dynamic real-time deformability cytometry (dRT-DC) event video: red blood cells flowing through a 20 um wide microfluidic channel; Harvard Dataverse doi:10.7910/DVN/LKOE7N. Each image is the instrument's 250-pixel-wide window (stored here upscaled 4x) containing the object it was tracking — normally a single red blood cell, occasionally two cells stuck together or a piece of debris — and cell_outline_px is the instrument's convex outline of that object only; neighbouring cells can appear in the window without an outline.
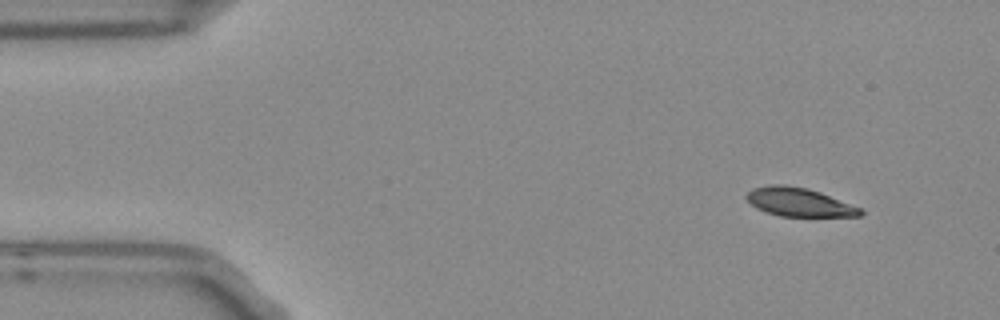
{"species": "Egyptian fruit bat (a non-hibernating species)", "species_latin": "Rousettus aegyptiacus", "temperature_condition": "room temperature", "stored_images_in_passage": 5, "segment_of_instrument_passage": [1, 2], "camera_frame_rate_fps": 3000, "um_per_image_px": 0.085, "frame": {"image": 1, "passage_image": 1, "time_ms": 0.0, "image_size_px": [1000, 320], "cell_outline_px": [[864, 212], [860, 216], [780, 216], [756, 208], [744, 196], [752, 188], [768, 184], [784, 184], [808, 188], [820, 192], [860, 208]], "centroid_in_image_um": [67.88, 17.16], "position_along_channel_um": 17.1, "area_um2": 18.84}}
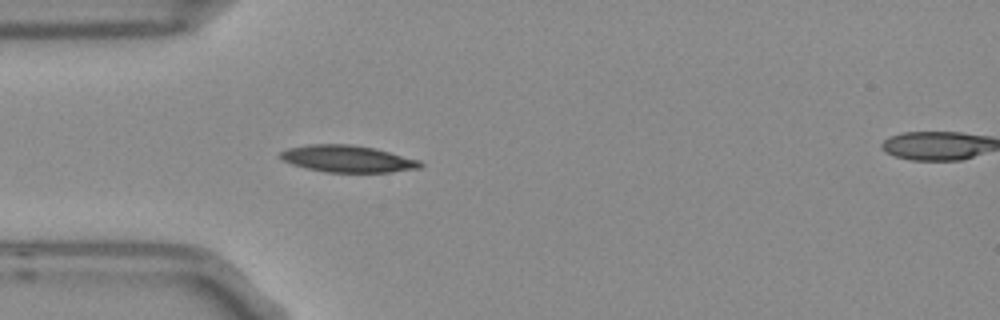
{"frame": {"image": 2, "passage_image": 4, "time_ms": 1.0, "image_size_px": [1000, 320], "cell_outline_px": [[424, 164], [420, 168], [392, 172], [328, 172], [308, 168], [292, 164], [284, 160], [280, 156], [280, 152], [288, 148], [308, 144], [348, 144], [376, 148], [420, 160]], "centroid_in_image_um": [29.59, 13.49], "position_along_channel_um": 55.4, "area_um2": 21.85}}